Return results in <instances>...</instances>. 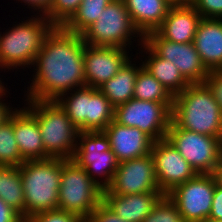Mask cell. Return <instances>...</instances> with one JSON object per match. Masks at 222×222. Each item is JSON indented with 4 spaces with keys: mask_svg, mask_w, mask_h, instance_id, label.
I'll return each instance as SVG.
<instances>
[{
    "mask_svg": "<svg viewBox=\"0 0 222 222\" xmlns=\"http://www.w3.org/2000/svg\"><path fill=\"white\" fill-rule=\"evenodd\" d=\"M201 222H222V221L211 219V218H206L205 220H203Z\"/></svg>",
    "mask_w": 222,
    "mask_h": 222,
    "instance_id": "cell-42",
    "label": "cell"
},
{
    "mask_svg": "<svg viewBox=\"0 0 222 222\" xmlns=\"http://www.w3.org/2000/svg\"><path fill=\"white\" fill-rule=\"evenodd\" d=\"M22 100L37 118L45 149V159H72L80 131L66 112L56 101Z\"/></svg>",
    "mask_w": 222,
    "mask_h": 222,
    "instance_id": "cell-5",
    "label": "cell"
},
{
    "mask_svg": "<svg viewBox=\"0 0 222 222\" xmlns=\"http://www.w3.org/2000/svg\"><path fill=\"white\" fill-rule=\"evenodd\" d=\"M0 222H25V220L0 198Z\"/></svg>",
    "mask_w": 222,
    "mask_h": 222,
    "instance_id": "cell-37",
    "label": "cell"
},
{
    "mask_svg": "<svg viewBox=\"0 0 222 222\" xmlns=\"http://www.w3.org/2000/svg\"><path fill=\"white\" fill-rule=\"evenodd\" d=\"M143 222H184L176 204L163 195Z\"/></svg>",
    "mask_w": 222,
    "mask_h": 222,
    "instance_id": "cell-31",
    "label": "cell"
},
{
    "mask_svg": "<svg viewBox=\"0 0 222 222\" xmlns=\"http://www.w3.org/2000/svg\"><path fill=\"white\" fill-rule=\"evenodd\" d=\"M193 44L209 71L222 70V19L202 18Z\"/></svg>",
    "mask_w": 222,
    "mask_h": 222,
    "instance_id": "cell-20",
    "label": "cell"
},
{
    "mask_svg": "<svg viewBox=\"0 0 222 222\" xmlns=\"http://www.w3.org/2000/svg\"><path fill=\"white\" fill-rule=\"evenodd\" d=\"M213 174L216 178L217 184L222 187V159Z\"/></svg>",
    "mask_w": 222,
    "mask_h": 222,
    "instance_id": "cell-40",
    "label": "cell"
},
{
    "mask_svg": "<svg viewBox=\"0 0 222 222\" xmlns=\"http://www.w3.org/2000/svg\"><path fill=\"white\" fill-rule=\"evenodd\" d=\"M166 138L197 174H212L220 164L221 138L179 128L172 120Z\"/></svg>",
    "mask_w": 222,
    "mask_h": 222,
    "instance_id": "cell-9",
    "label": "cell"
},
{
    "mask_svg": "<svg viewBox=\"0 0 222 222\" xmlns=\"http://www.w3.org/2000/svg\"><path fill=\"white\" fill-rule=\"evenodd\" d=\"M82 0H52L43 15L54 26H63L77 11Z\"/></svg>",
    "mask_w": 222,
    "mask_h": 222,
    "instance_id": "cell-30",
    "label": "cell"
},
{
    "mask_svg": "<svg viewBox=\"0 0 222 222\" xmlns=\"http://www.w3.org/2000/svg\"><path fill=\"white\" fill-rule=\"evenodd\" d=\"M144 42L161 58L172 61L190 83H204L209 70L203 64L193 42L177 43L163 39L156 31L148 33Z\"/></svg>",
    "mask_w": 222,
    "mask_h": 222,
    "instance_id": "cell-12",
    "label": "cell"
},
{
    "mask_svg": "<svg viewBox=\"0 0 222 222\" xmlns=\"http://www.w3.org/2000/svg\"><path fill=\"white\" fill-rule=\"evenodd\" d=\"M114 120V107L98 89L88 87L86 131H103Z\"/></svg>",
    "mask_w": 222,
    "mask_h": 222,
    "instance_id": "cell-25",
    "label": "cell"
},
{
    "mask_svg": "<svg viewBox=\"0 0 222 222\" xmlns=\"http://www.w3.org/2000/svg\"><path fill=\"white\" fill-rule=\"evenodd\" d=\"M137 51H134L136 52L135 55L139 54L143 67L169 90L173 96L181 93L190 85L172 61L159 57L145 42Z\"/></svg>",
    "mask_w": 222,
    "mask_h": 222,
    "instance_id": "cell-21",
    "label": "cell"
},
{
    "mask_svg": "<svg viewBox=\"0 0 222 222\" xmlns=\"http://www.w3.org/2000/svg\"><path fill=\"white\" fill-rule=\"evenodd\" d=\"M0 198L25 220V199L19 166H0Z\"/></svg>",
    "mask_w": 222,
    "mask_h": 222,
    "instance_id": "cell-24",
    "label": "cell"
},
{
    "mask_svg": "<svg viewBox=\"0 0 222 222\" xmlns=\"http://www.w3.org/2000/svg\"><path fill=\"white\" fill-rule=\"evenodd\" d=\"M135 28L145 37L156 31L172 6L168 0H122Z\"/></svg>",
    "mask_w": 222,
    "mask_h": 222,
    "instance_id": "cell-22",
    "label": "cell"
},
{
    "mask_svg": "<svg viewBox=\"0 0 222 222\" xmlns=\"http://www.w3.org/2000/svg\"><path fill=\"white\" fill-rule=\"evenodd\" d=\"M51 1L52 0H16V3L21 2L23 8L29 9L32 14H35V12L36 14H43L49 8Z\"/></svg>",
    "mask_w": 222,
    "mask_h": 222,
    "instance_id": "cell-39",
    "label": "cell"
},
{
    "mask_svg": "<svg viewBox=\"0 0 222 222\" xmlns=\"http://www.w3.org/2000/svg\"><path fill=\"white\" fill-rule=\"evenodd\" d=\"M10 88L11 87H9L8 89V85H6V87L0 92V124H2L6 119H8L12 111L15 109V107H12L14 105H12V103H10L7 99L10 95Z\"/></svg>",
    "mask_w": 222,
    "mask_h": 222,
    "instance_id": "cell-36",
    "label": "cell"
},
{
    "mask_svg": "<svg viewBox=\"0 0 222 222\" xmlns=\"http://www.w3.org/2000/svg\"><path fill=\"white\" fill-rule=\"evenodd\" d=\"M209 218L222 221V187L217 182Z\"/></svg>",
    "mask_w": 222,
    "mask_h": 222,
    "instance_id": "cell-38",
    "label": "cell"
},
{
    "mask_svg": "<svg viewBox=\"0 0 222 222\" xmlns=\"http://www.w3.org/2000/svg\"><path fill=\"white\" fill-rule=\"evenodd\" d=\"M103 200V189L72 159L62 158L58 209L86 221Z\"/></svg>",
    "mask_w": 222,
    "mask_h": 222,
    "instance_id": "cell-7",
    "label": "cell"
},
{
    "mask_svg": "<svg viewBox=\"0 0 222 222\" xmlns=\"http://www.w3.org/2000/svg\"><path fill=\"white\" fill-rule=\"evenodd\" d=\"M134 57L132 56L114 77L98 88L108 98L114 108L133 98L136 77L139 70L143 67L139 56Z\"/></svg>",
    "mask_w": 222,
    "mask_h": 222,
    "instance_id": "cell-23",
    "label": "cell"
},
{
    "mask_svg": "<svg viewBox=\"0 0 222 222\" xmlns=\"http://www.w3.org/2000/svg\"><path fill=\"white\" fill-rule=\"evenodd\" d=\"M54 27L43 14L35 13L0 31V73L6 72V75L16 69L24 74L21 68L23 71L31 69L46 36Z\"/></svg>",
    "mask_w": 222,
    "mask_h": 222,
    "instance_id": "cell-2",
    "label": "cell"
},
{
    "mask_svg": "<svg viewBox=\"0 0 222 222\" xmlns=\"http://www.w3.org/2000/svg\"><path fill=\"white\" fill-rule=\"evenodd\" d=\"M25 199V220L58 209L62 158L26 160L20 166Z\"/></svg>",
    "mask_w": 222,
    "mask_h": 222,
    "instance_id": "cell-4",
    "label": "cell"
},
{
    "mask_svg": "<svg viewBox=\"0 0 222 222\" xmlns=\"http://www.w3.org/2000/svg\"><path fill=\"white\" fill-rule=\"evenodd\" d=\"M22 158L14 138V110L9 118L0 124V166H20Z\"/></svg>",
    "mask_w": 222,
    "mask_h": 222,
    "instance_id": "cell-29",
    "label": "cell"
},
{
    "mask_svg": "<svg viewBox=\"0 0 222 222\" xmlns=\"http://www.w3.org/2000/svg\"><path fill=\"white\" fill-rule=\"evenodd\" d=\"M25 222H85L77 215L54 209L40 212L29 217Z\"/></svg>",
    "mask_w": 222,
    "mask_h": 222,
    "instance_id": "cell-32",
    "label": "cell"
},
{
    "mask_svg": "<svg viewBox=\"0 0 222 222\" xmlns=\"http://www.w3.org/2000/svg\"><path fill=\"white\" fill-rule=\"evenodd\" d=\"M163 195L162 192L117 195L104 189L102 201L122 220L143 222Z\"/></svg>",
    "mask_w": 222,
    "mask_h": 222,
    "instance_id": "cell-19",
    "label": "cell"
},
{
    "mask_svg": "<svg viewBox=\"0 0 222 222\" xmlns=\"http://www.w3.org/2000/svg\"><path fill=\"white\" fill-rule=\"evenodd\" d=\"M172 111L164 104L132 98L114 108V121L136 127L154 142L166 138Z\"/></svg>",
    "mask_w": 222,
    "mask_h": 222,
    "instance_id": "cell-10",
    "label": "cell"
},
{
    "mask_svg": "<svg viewBox=\"0 0 222 222\" xmlns=\"http://www.w3.org/2000/svg\"><path fill=\"white\" fill-rule=\"evenodd\" d=\"M201 19V15L187 1L172 5L156 32L167 41L191 43Z\"/></svg>",
    "mask_w": 222,
    "mask_h": 222,
    "instance_id": "cell-17",
    "label": "cell"
},
{
    "mask_svg": "<svg viewBox=\"0 0 222 222\" xmlns=\"http://www.w3.org/2000/svg\"><path fill=\"white\" fill-rule=\"evenodd\" d=\"M113 0H82L77 11L62 26L66 31L82 34Z\"/></svg>",
    "mask_w": 222,
    "mask_h": 222,
    "instance_id": "cell-28",
    "label": "cell"
},
{
    "mask_svg": "<svg viewBox=\"0 0 222 222\" xmlns=\"http://www.w3.org/2000/svg\"><path fill=\"white\" fill-rule=\"evenodd\" d=\"M82 37L86 44L92 46L120 47L130 51H134L135 47V50L139 49L144 42L122 0H113L108 4L98 19L82 33Z\"/></svg>",
    "mask_w": 222,
    "mask_h": 222,
    "instance_id": "cell-6",
    "label": "cell"
},
{
    "mask_svg": "<svg viewBox=\"0 0 222 222\" xmlns=\"http://www.w3.org/2000/svg\"><path fill=\"white\" fill-rule=\"evenodd\" d=\"M72 160L103 190L111 184L119 165L103 131L79 132Z\"/></svg>",
    "mask_w": 222,
    "mask_h": 222,
    "instance_id": "cell-8",
    "label": "cell"
},
{
    "mask_svg": "<svg viewBox=\"0 0 222 222\" xmlns=\"http://www.w3.org/2000/svg\"><path fill=\"white\" fill-rule=\"evenodd\" d=\"M107 190L117 195L161 192L151 154L120 162Z\"/></svg>",
    "mask_w": 222,
    "mask_h": 222,
    "instance_id": "cell-14",
    "label": "cell"
},
{
    "mask_svg": "<svg viewBox=\"0 0 222 222\" xmlns=\"http://www.w3.org/2000/svg\"><path fill=\"white\" fill-rule=\"evenodd\" d=\"M85 45L82 34L55 26L31 67V83L26 79L28 87L24 88L22 99L56 101L65 93L85 87Z\"/></svg>",
    "mask_w": 222,
    "mask_h": 222,
    "instance_id": "cell-1",
    "label": "cell"
},
{
    "mask_svg": "<svg viewBox=\"0 0 222 222\" xmlns=\"http://www.w3.org/2000/svg\"><path fill=\"white\" fill-rule=\"evenodd\" d=\"M221 154H222V138H221Z\"/></svg>",
    "mask_w": 222,
    "mask_h": 222,
    "instance_id": "cell-43",
    "label": "cell"
},
{
    "mask_svg": "<svg viewBox=\"0 0 222 222\" xmlns=\"http://www.w3.org/2000/svg\"><path fill=\"white\" fill-rule=\"evenodd\" d=\"M171 120L179 128L222 138V111L205 83L190 84L174 96Z\"/></svg>",
    "mask_w": 222,
    "mask_h": 222,
    "instance_id": "cell-3",
    "label": "cell"
},
{
    "mask_svg": "<svg viewBox=\"0 0 222 222\" xmlns=\"http://www.w3.org/2000/svg\"><path fill=\"white\" fill-rule=\"evenodd\" d=\"M133 98L164 103L171 111L174 103V96L144 67L137 74Z\"/></svg>",
    "mask_w": 222,
    "mask_h": 222,
    "instance_id": "cell-26",
    "label": "cell"
},
{
    "mask_svg": "<svg viewBox=\"0 0 222 222\" xmlns=\"http://www.w3.org/2000/svg\"><path fill=\"white\" fill-rule=\"evenodd\" d=\"M120 47L85 45L84 68L86 86L99 88L114 77L122 66L132 57L133 52ZM130 54V55H129Z\"/></svg>",
    "mask_w": 222,
    "mask_h": 222,
    "instance_id": "cell-15",
    "label": "cell"
},
{
    "mask_svg": "<svg viewBox=\"0 0 222 222\" xmlns=\"http://www.w3.org/2000/svg\"><path fill=\"white\" fill-rule=\"evenodd\" d=\"M216 187L214 174H197L176 186L167 196L176 204L184 222H201L209 218Z\"/></svg>",
    "mask_w": 222,
    "mask_h": 222,
    "instance_id": "cell-11",
    "label": "cell"
},
{
    "mask_svg": "<svg viewBox=\"0 0 222 222\" xmlns=\"http://www.w3.org/2000/svg\"><path fill=\"white\" fill-rule=\"evenodd\" d=\"M14 138L25 161L45 160V149L37 118L26 105L14 109Z\"/></svg>",
    "mask_w": 222,
    "mask_h": 222,
    "instance_id": "cell-18",
    "label": "cell"
},
{
    "mask_svg": "<svg viewBox=\"0 0 222 222\" xmlns=\"http://www.w3.org/2000/svg\"><path fill=\"white\" fill-rule=\"evenodd\" d=\"M56 102L66 112L79 131H86V115L88 108V87L74 89L61 95Z\"/></svg>",
    "mask_w": 222,
    "mask_h": 222,
    "instance_id": "cell-27",
    "label": "cell"
},
{
    "mask_svg": "<svg viewBox=\"0 0 222 222\" xmlns=\"http://www.w3.org/2000/svg\"><path fill=\"white\" fill-rule=\"evenodd\" d=\"M85 222H126L117 216L103 201L94 209Z\"/></svg>",
    "mask_w": 222,
    "mask_h": 222,
    "instance_id": "cell-34",
    "label": "cell"
},
{
    "mask_svg": "<svg viewBox=\"0 0 222 222\" xmlns=\"http://www.w3.org/2000/svg\"><path fill=\"white\" fill-rule=\"evenodd\" d=\"M202 18L222 19V0H187Z\"/></svg>",
    "mask_w": 222,
    "mask_h": 222,
    "instance_id": "cell-33",
    "label": "cell"
},
{
    "mask_svg": "<svg viewBox=\"0 0 222 222\" xmlns=\"http://www.w3.org/2000/svg\"><path fill=\"white\" fill-rule=\"evenodd\" d=\"M172 5H178L186 2L187 0H168Z\"/></svg>",
    "mask_w": 222,
    "mask_h": 222,
    "instance_id": "cell-41",
    "label": "cell"
},
{
    "mask_svg": "<svg viewBox=\"0 0 222 222\" xmlns=\"http://www.w3.org/2000/svg\"><path fill=\"white\" fill-rule=\"evenodd\" d=\"M213 94L222 111V70H212L204 82Z\"/></svg>",
    "mask_w": 222,
    "mask_h": 222,
    "instance_id": "cell-35",
    "label": "cell"
},
{
    "mask_svg": "<svg viewBox=\"0 0 222 222\" xmlns=\"http://www.w3.org/2000/svg\"><path fill=\"white\" fill-rule=\"evenodd\" d=\"M103 132L119 163L151 153L154 141L136 127L123 126L113 120Z\"/></svg>",
    "mask_w": 222,
    "mask_h": 222,
    "instance_id": "cell-16",
    "label": "cell"
},
{
    "mask_svg": "<svg viewBox=\"0 0 222 222\" xmlns=\"http://www.w3.org/2000/svg\"><path fill=\"white\" fill-rule=\"evenodd\" d=\"M150 154L154 160L159 189L164 195L197 175L167 138L153 142Z\"/></svg>",
    "mask_w": 222,
    "mask_h": 222,
    "instance_id": "cell-13",
    "label": "cell"
}]
</instances>
